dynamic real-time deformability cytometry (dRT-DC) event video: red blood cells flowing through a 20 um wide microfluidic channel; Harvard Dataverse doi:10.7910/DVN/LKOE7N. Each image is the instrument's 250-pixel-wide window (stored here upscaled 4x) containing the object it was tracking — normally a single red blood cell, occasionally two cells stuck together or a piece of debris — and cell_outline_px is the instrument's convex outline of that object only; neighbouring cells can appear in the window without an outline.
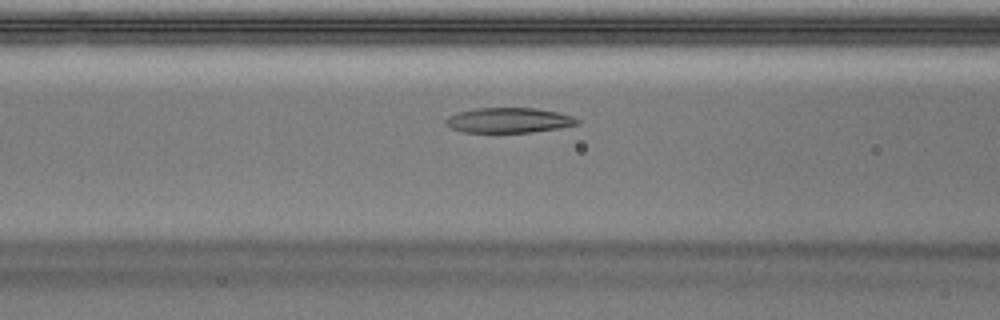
{"species": "Egyptian fruit bat (a non-hibernating species)", "species_latin": "Rousettus aegyptiacus", "temperature_condition": "warm", "stored_images_in_passage": 48, "camera_frame_rate_fps": 3000, "um_per_image_px": 0.085, "animal": {"sex": "male"}, "frame": {"image": 1, "passage_image": 18, "time_ms": 5.667, "image_size_px": [1000, 320], "cell_outline_px": [[580, 120], [576, 124], [560, 128], [532, 132], [464, 132], [452, 128], [444, 124], [444, 120], [448, 116], [456, 112], [476, 108], [536, 108], [560, 112], [572, 116]], "centroid_in_image_um": [43.22, 10.21], "position_along_channel_um": 123.4, "area_um2": 19.31}}
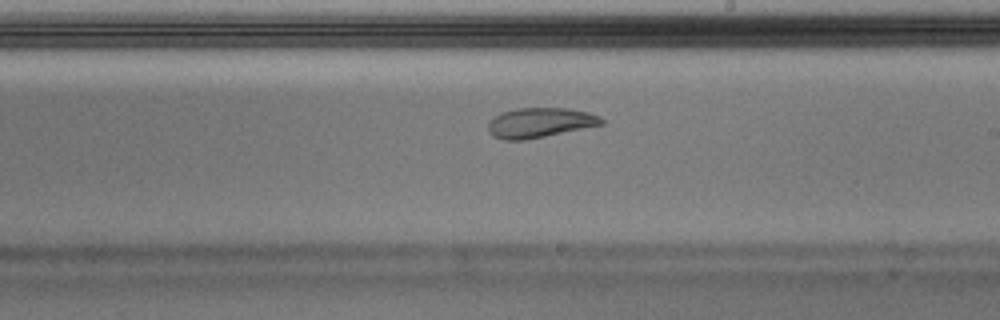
{"frame": {"image": 2, "passage_image": 27, "time_ms": 8.667, "image_size_px": [1000, 320], "cell_outline_px": [[604, 124], [524, 140], [504, 140], [492, 136], [488, 132], [488, 124], [500, 112], [516, 108], [568, 108], [588, 112], [600, 116], [604, 120]], "centroid_in_image_um": [45.88, 10.42], "position_along_channel_um": 243.1, "area_um2": 19.65}}
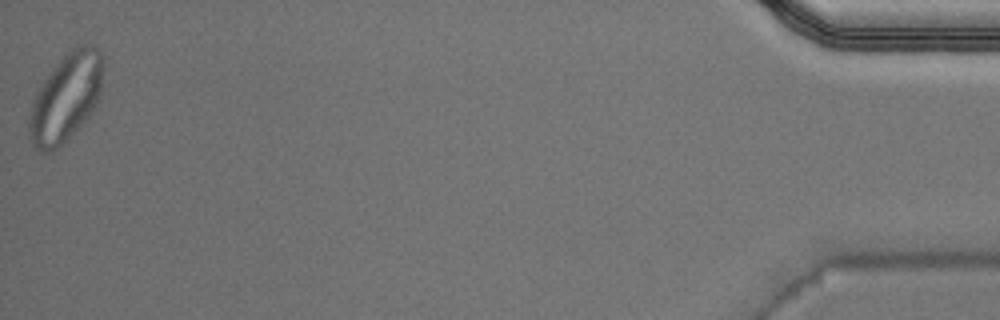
{"frame": {"image": 3, "passage_image": 48, "time_ms": 15.667, "image_size_px": [1000, 320], "cell_outline_px": [[104, 68], [100, 92], [96, 104], [88, 116], [56, 148], [48, 152], [40, 152], [32, 144], [28, 124], [32, 104], [36, 92], [44, 80], [56, 64], [72, 48], [84, 44], [92, 44], [100, 52], [104, 60]], "centroid_in_image_um": [5.61, 8.25], "position_along_channel_um": 429.6, "area_um2": 37.17}, "authors_computed_cell_mechanics": {"area_um2": 20.6635, "velocity_mm_per_s": 3.9895, "shape_relaxation_time_tau1_ms": null, "shape_relaxation_time_tau2_ms": 1.5037, "deformation_change_tau1": null, "deformation_change_tau2": 0.0685}}